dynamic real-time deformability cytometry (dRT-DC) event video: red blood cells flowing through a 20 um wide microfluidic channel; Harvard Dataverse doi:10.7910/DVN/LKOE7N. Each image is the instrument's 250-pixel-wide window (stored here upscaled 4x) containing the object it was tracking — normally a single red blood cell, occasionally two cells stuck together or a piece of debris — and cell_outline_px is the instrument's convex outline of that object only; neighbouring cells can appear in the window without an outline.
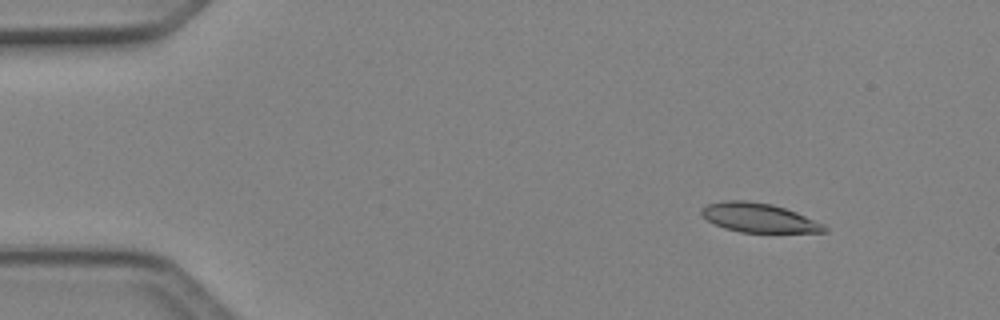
{"species": "Egyptian fruit bat (a non-hibernating species)", "species_latin": "Rousettus aegyptiacus", "temperature_condition": "cold", "stored_images_in_passage": 4, "camera_frame_rate_fps": 3000, "um_per_image_px": 0.085, "animal": {"sex": "female"}, "frame": {"image": 1, "passage_image": 1, "time_ms": 0.0, "image_size_px": [1000, 320], "cell_outline_px": [[828, 232], [740, 232], [724, 228], [708, 220], [700, 212], [700, 208], [708, 204], [724, 200], [744, 200], [772, 204], [796, 212], [824, 224], [828, 228]], "centroid_in_image_um": [64.5, 18.5], "position_along_channel_um": 20.5, "area_um2": 20.75}}
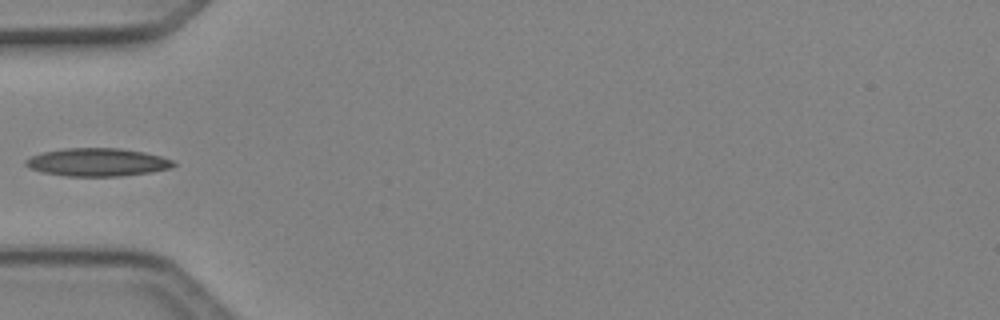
{"frame": {"image": 2, "passage_image": 4, "time_ms": 1.0, "image_size_px": [1000, 320], "cell_outline_px": [[176, 164], [172, 168], [152, 172], [120, 176], [68, 176], [44, 172], [28, 168], [24, 164], [24, 160], [32, 156], [44, 152], [64, 148], [120, 148], [144, 152], [160, 156], [172, 160]], "centroid_in_image_um": [8.29, 13.79], "position_along_channel_um": 76.7, "area_um2": 24.1}}